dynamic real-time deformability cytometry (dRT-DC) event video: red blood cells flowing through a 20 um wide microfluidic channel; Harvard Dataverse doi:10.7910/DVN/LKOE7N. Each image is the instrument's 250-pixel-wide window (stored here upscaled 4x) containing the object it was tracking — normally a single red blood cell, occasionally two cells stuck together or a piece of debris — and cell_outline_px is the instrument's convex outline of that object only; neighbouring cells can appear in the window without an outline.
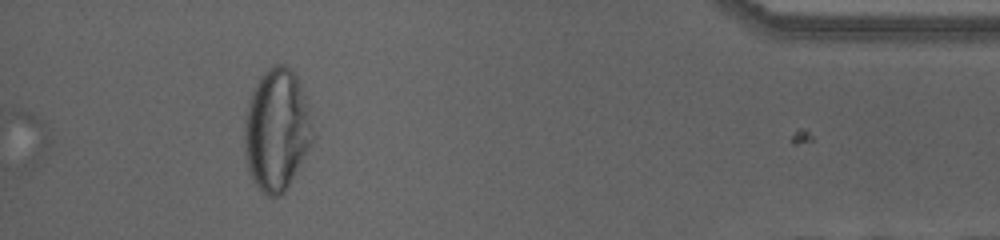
{"species": "human", "species_latin": "Homo sapiens", "temperature_condition": "cold", "stored_images_in_passage": 52, "camera_frame_rate_fps": 3000, "um_per_image_px": 0.085, "donor": {"sex": "female"}, "frame": {"image": 1, "passage_image": 52, "time_ms": 17.0, "image_size_px": [1000, 240], "cell_outline_px": [[316, 136], [288, 188], [280, 196], [268, 196], [252, 180], [248, 172], [244, 160], [244, 120], [248, 100], [260, 76], [268, 68], [276, 64], [284, 64], [296, 76], [308, 104], [316, 132]], "centroid_in_image_um": [23.53, 11.07], "position_along_channel_um": 411.7, "area_um2": 49.3}}